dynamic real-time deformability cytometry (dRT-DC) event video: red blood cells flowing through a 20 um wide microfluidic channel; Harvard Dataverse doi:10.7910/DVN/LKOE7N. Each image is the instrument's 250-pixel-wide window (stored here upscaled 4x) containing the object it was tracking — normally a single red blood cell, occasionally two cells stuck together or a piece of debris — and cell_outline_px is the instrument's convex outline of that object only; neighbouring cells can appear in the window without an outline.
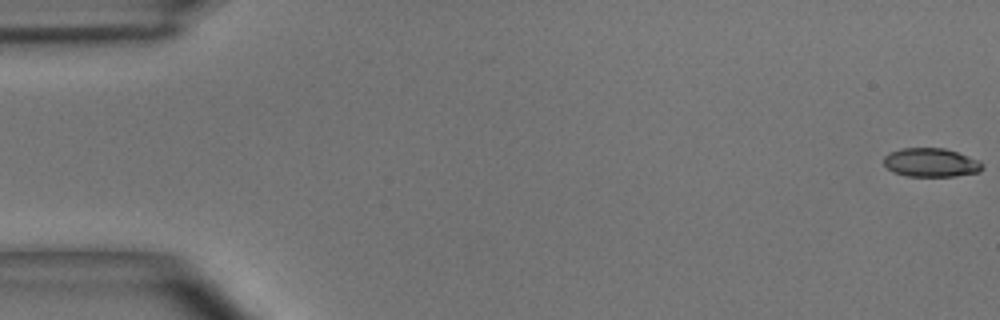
{"species": "common noctule bat (a hibernating species)", "species_latin": "Nyctalus noctula", "temperature_condition": "room temperature", "stored_images_in_passage": 47, "camera_frame_rate_fps": 3000, "um_per_image_px": 0.085, "animal": {"sex": "male", "body_mass_g": 15.6}, "frame": {"image": 1, "passage_image": 1, "time_ms": 0.0, "image_size_px": [1000, 320], "cell_outline_px": [[984, 168], [980, 172], [956, 176], [908, 176], [892, 172], [884, 164], [884, 156], [888, 152], [900, 148], [944, 148], [980, 160], [984, 164]], "centroid_in_image_um": [79.14, 13.81], "position_along_channel_um": 5.9, "area_um2": 16.7}}
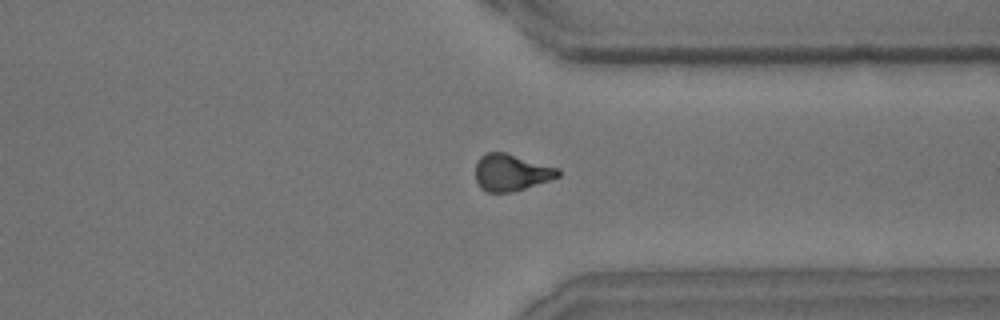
{"frame": {"image": 2, "passage_image": 39, "time_ms": 12.667, "image_size_px": [1000, 320], "cell_outline_px": [[560, 176], [512, 192], [488, 192], [480, 188], [476, 180], [476, 164], [480, 156], [488, 152], [504, 152], [560, 168]], "centroid_in_image_um": [43.45, 14.65], "position_along_channel_um": 368.0, "area_um2": 17.57}}
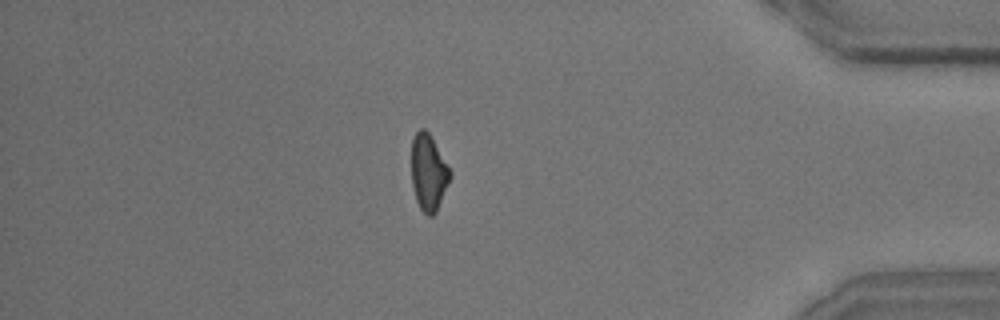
{"frame": {"image": 3, "passage_image": 44, "time_ms": 14.333, "image_size_px": [1000, 320], "cell_outline_px": [[452, 176], [436, 212], [432, 216], [428, 216], [420, 208], [416, 200], [412, 184], [412, 140], [416, 132], [420, 128], [424, 128], [432, 136], [452, 172]], "centroid_in_image_um": [36.44, 14.65], "position_along_channel_um": 398.8, "area_um2": 17.28}, "authors_computed_cell_mechanics": {"area_um2": 17.8602, "velocity_mm_per_s": 3.9762, "shape_relaxation_time_tau1_ms": 5.0106, "shape_relaxation_time_tau2_ms": 6.6078, "deformation_change_tau1": 0.158, "deformation_change_tau2": 0.1467}}